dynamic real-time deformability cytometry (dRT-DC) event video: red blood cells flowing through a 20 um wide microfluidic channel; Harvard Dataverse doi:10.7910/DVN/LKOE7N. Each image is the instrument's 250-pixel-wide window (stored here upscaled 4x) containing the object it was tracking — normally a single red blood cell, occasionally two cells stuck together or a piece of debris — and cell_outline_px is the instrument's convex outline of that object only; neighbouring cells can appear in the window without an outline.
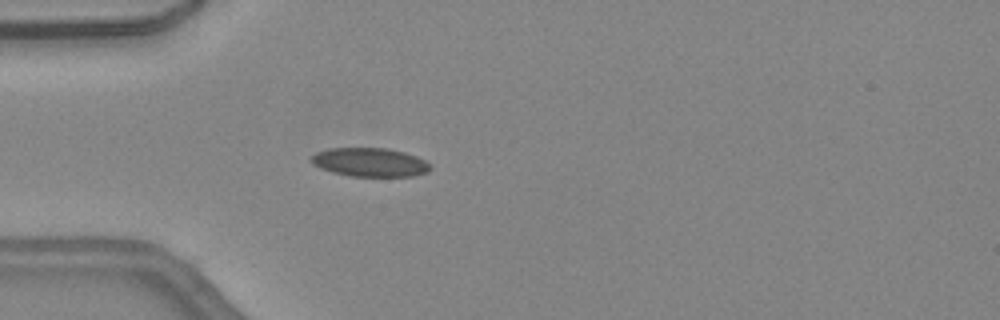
{"species": "common noctule bat (a hibernating species)", "species_latin": "Nyctalus noctula", "temperature_condition": "warm", "stored_images_in_passage": 34, "camera_frame_rate_fps": 3000, "um_per_image_px": 0.085, "animal": {"sex": "female", "body_mass_g": 24.6, "forearm_length_mm": 56.2}, "frame": {"image": 1, "passage_image": 2, "time_ms": 0.333, "image_size_px": [1000, 320], "cell_outline_px": [[432, 168], [428, 172], [412, 176], [352, 176], [332, 172], [320, 168], [312, 164], [308, 160], [316, 152], [328, 148], [388, 148], [404, 152], [416, 156], [424, 160]], "centroid_in_image_um": [31.41, 13.79], "position_along_channel_um": 53.6, "area_um2": 20.0}}
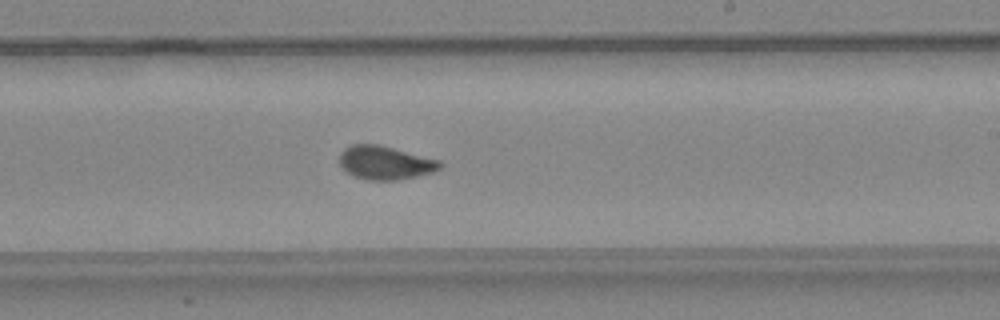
{"frame": {"image": 2, "passage_image": 16, "time_ms": 5.0, "image_size_px": [1000, 320], "cell_outline_px": [[444, 164], [440, 168], [432, 172], [416, 176], [396, 180], [368, 180], [352, 176], [340, 164], [340, 152], [344, 148], [352, 144], [380, 144], [440, 160]], "centroid_in_image_um": [32.74, 13.82], "position_along_channel_um": 256.3, "area_um2": 19.71}}
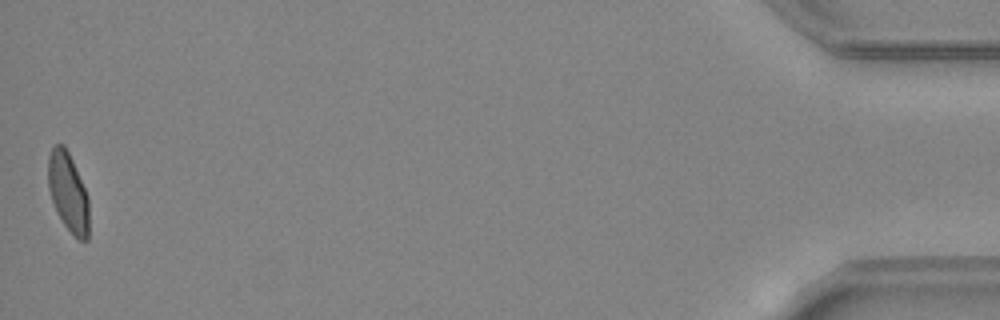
{"frame": {"image": 3, "passage_image": 34, "time_ms": 11.0, "image_size_px": [1000, 320], "cell_outline_px": [[88, 240], [80, 240], [64, 224], [52, 200], [48, 188], [48, 156], [52, 148], [56, 144], [64, 144], [72, 160], [88, 196]], "centroid_in_image_um": [5.78, 16.3], "position_along_channel_um": 429.4, "area_um2": 18.38}, "authors_computed_cell_mechanics": {"area_um2": 19.3052, "velocity_mm_per_s": 4.5201, "shape_relaxation_time_tau1_ms": 6.2617, "shape_relaxation_time_tau2_ms": 0.6996, "deformation_change_tau1": 0.159, "deformation_change_tau2": 0.0601}}